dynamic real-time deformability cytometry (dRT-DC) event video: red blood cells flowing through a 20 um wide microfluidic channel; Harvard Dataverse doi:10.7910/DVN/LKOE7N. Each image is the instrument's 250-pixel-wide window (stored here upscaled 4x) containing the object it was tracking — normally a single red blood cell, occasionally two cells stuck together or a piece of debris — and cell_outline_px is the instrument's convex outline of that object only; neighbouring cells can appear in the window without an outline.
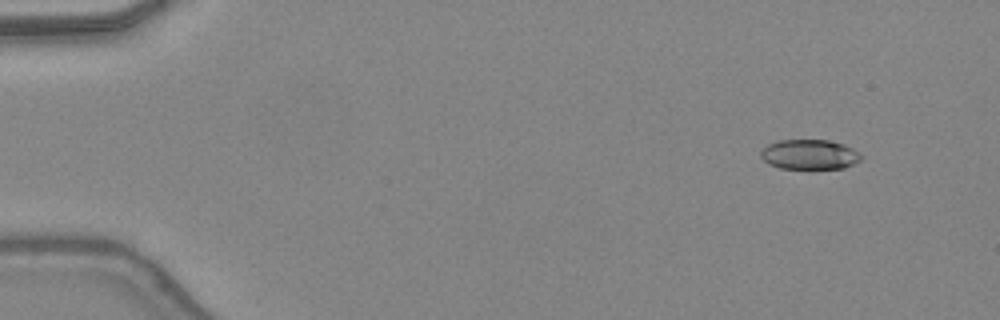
{"species": "common noctule bat (a hibernating species)", "species_latin": "Nyctalus noctula", "temperature_condition": "warm", "stored_images_in_passage": 45, "camera_frame_rate_fps": 3000, "um_per_image_px": 0.085, "animal": {"sex": "female", "body_mass_g": 24.6, "forearm_length_mm": 56.2}, "frame": {"image": 1, "passage_image": 2, "time_ms": 0.333, "image_size_px": [1000, 320], "cell_outline_px": [[860, 160], [844, 168], [780, 168], [768, 164], [760, 156], [760, 152], [768, 144], [780, 140], [828, 140], [844, 144], [860, 152]], "centroid_in_image_um": [68.8, 13.12], "position_along_channel_um": 16.2, "area_um2": 17.34}}
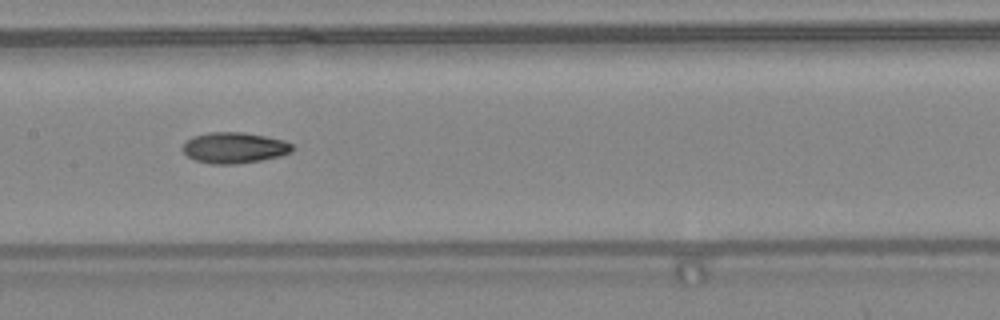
{"frame": {"image": 2, "passage_image": 22, "time_ms": 7.0, "image_size_px": [1000, 320], "cell_outline_px": [[292, 148], [288, 152], [280, 156], [260, 160], [236, 164], [208, 164], [196, 160], [188, 156], [180, 148], [192, 136], [208, 132], [244, 132], [284, 140], [292, 144]], "centroid_in_image_um": [19.87, 12.55], "position_along_channel_um": 187.5, "area_um2": 19.65}}
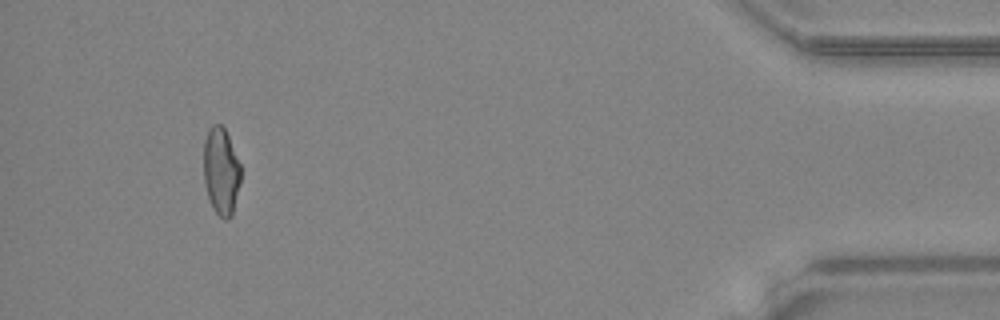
{"frame": {"image": 3, "passage_image": 42, "time_ms": 13.667, "image_size_px": [1000, 320], "cell_outline_px": [[240, 180], [232, 216], [228, 220], [224, 220], [212, 208], [204, 184], [204, 140], [212, 124], [220, 124], [224, 128], [228, 136], [240, 164]], "centroid_in_image_um": [18.78, 14.58], "position_along_channel_um": 416.4, "area_um2": 18.73}, "authors_computed_cell_mechanics": {"area_um2": 19.1896, "velocity_mm_per_s": 4.4361, "shape_relaxation_time_tau1_ms": null, "shape_relaxation_time_tau2_ms": 2.2864, "deformation_change_tau1": null, "deformation_change_tau2": 0.0704}}